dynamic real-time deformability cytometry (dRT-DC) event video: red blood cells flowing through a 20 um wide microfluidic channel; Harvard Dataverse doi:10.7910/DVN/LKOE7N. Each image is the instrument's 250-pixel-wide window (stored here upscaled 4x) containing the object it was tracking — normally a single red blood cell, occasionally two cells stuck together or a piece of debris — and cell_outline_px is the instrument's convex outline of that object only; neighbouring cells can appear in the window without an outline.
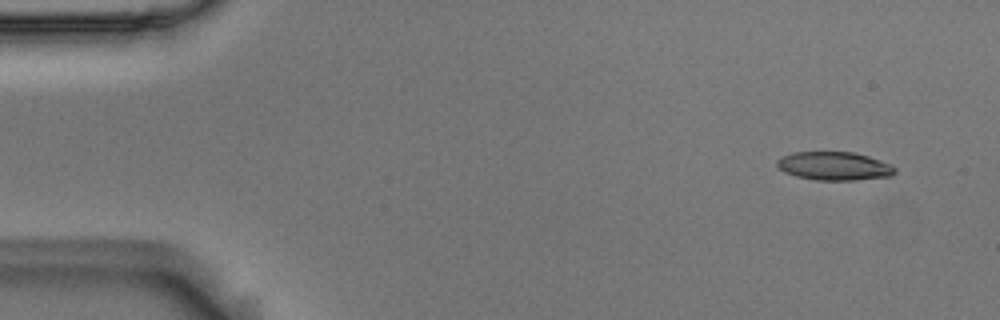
{"species": "Egyptian fruit bat (a non-hibernating species)", "species_latin": "Rousettus aegyptiacus", "temperature_condition": "room temperature", "stored_images_in_passage": 4, "camera_frame_rate_fps": 3000, "um_per_image_px": 0.085, "animal": {"sex": "male"}, "frame": {"image": 1, "passage_image": 1, "time_ms": 0.0, "image_size_px": [1000, 320], "cell_outline_px": [[896, 172], [892, 176], [856, 180], [816, 180], [796, 176], [784, 172], [776, 164], [776, 160], [792, 152], [852, 152], [868, 156], [892, 164], [896, 168]], "centroid_in_image_um": [70.94, 14.12], "position_along_channel_um": 14.1, "area_um2": 19.59}}
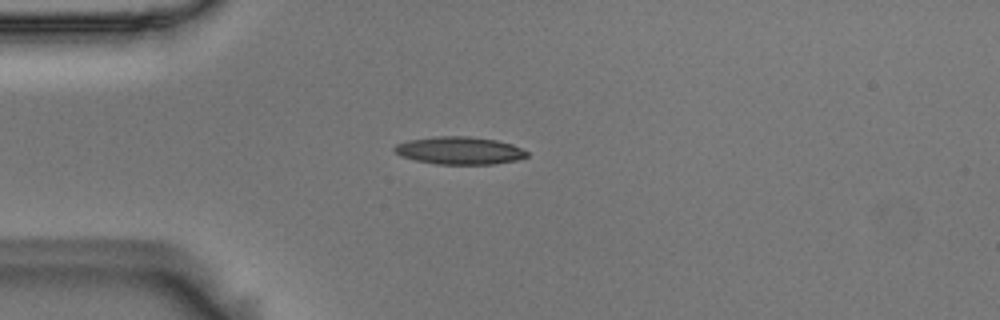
{"frame": {"image": 2, "passage_image": 4, "time_ms": 1.0, "image_size_px": [1000, 320], "cell_outline_px": [[528, 156], [516, 160], [492, 164], [436, 164], [416, 160], [400, 156], [392, 148], [396, 144], [408, 140], [436, 136], [468, 136], [496, 140], [512, 144], [528, 152]], "centroid_in_image_um": [39.03, 12.79], "position_along_channel_um": 46.0, "area_um2": 21.27}}